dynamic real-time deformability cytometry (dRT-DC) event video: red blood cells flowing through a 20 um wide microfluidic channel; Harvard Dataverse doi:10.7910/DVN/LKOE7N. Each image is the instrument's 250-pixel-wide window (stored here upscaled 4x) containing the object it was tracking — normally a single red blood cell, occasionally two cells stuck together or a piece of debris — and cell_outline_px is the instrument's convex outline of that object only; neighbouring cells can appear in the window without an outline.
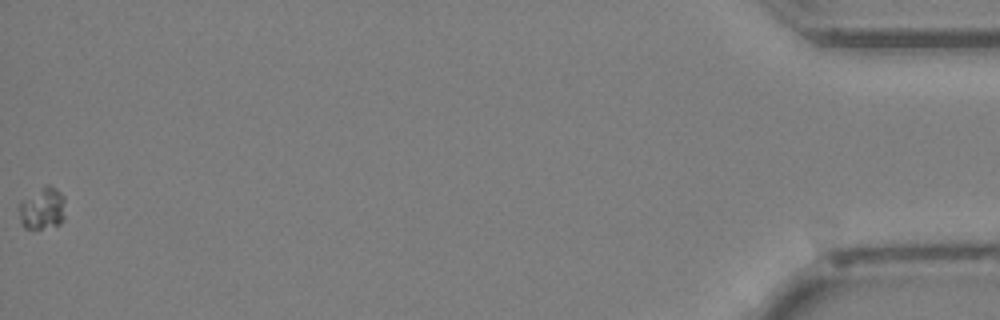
{"species": "Egyptian fruit bat (a non-hibernating species)", "species_latin": "Rousettus aegyptiacus", "temperature_condition": "cold", "stored_images_in_passage": 43, "camera_frame_rate_fps": 3000, "um_per_image_px": 0.085, "animal": {"sex": "female"}, "frame": {"image": 1, "passage_image": 43, "time_ms": 14.0, "image_size_px": [1000, 320], "cell_outline_px": [[64, 220], [60, 224], [40, 228], [24, 228], [20, 220], [20, 204], [48, 184], [56, 188], [64, 196]], "centroid_in_image_um": [3.66, 17.75], "position_along_channel_um": 431.5, "area_um2": 10.81}}